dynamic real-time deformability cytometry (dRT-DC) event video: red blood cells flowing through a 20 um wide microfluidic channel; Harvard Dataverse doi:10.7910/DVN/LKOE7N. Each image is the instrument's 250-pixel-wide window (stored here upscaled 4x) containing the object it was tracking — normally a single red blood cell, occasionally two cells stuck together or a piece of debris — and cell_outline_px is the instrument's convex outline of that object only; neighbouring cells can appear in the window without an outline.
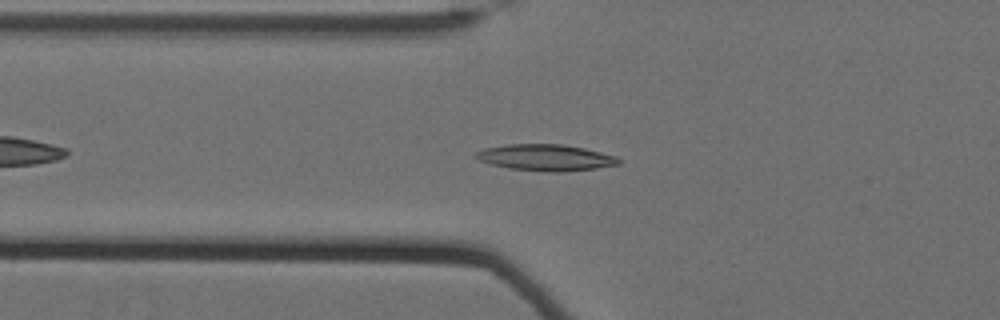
{"species": "Egyptian fruit bat (a non-hibernating species)", "species_latin": "Rousettus aegyptiacus", "temperature_condition": "cold", "stored_images_in_passage": 45, "camera_frame_rate_fps": 3000, "um_per_image_px": 0.085, "animal": {"sex": "female"}, "frame": {"image": 1, "passage_image": 9, "time_ms": 2.667, "image_size_px": [1000, 320], "cell_outline_px": [[620, 164], [596, 168], [560, 172], [544, 172], [508, 168], [492, 164], [480, 160], [472, 156], [476, 152], [484, 148], [508, 144], [564, 144], [584, 148], [616, 156], [620, 160]], "centroid_in_image_um": [46.37, 13.39], "position_along_channel_um": 79.4, "area_um2": 21.96}}
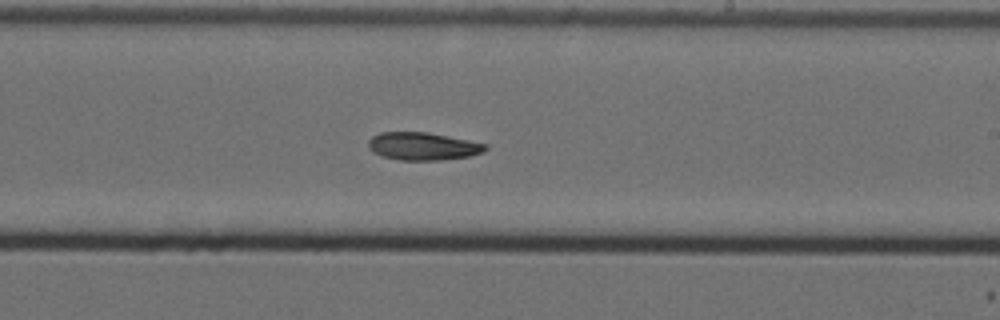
{"frame": {"image": 2, "passage_image": 24, "time_ms": 7.667, "image_size_px": [1000, 320], "cell_outline_px": [[488, 148], [484, 152], [468, 156], [440, 160], [400, 160], [380, 156], [372, 152], [368, 148], [368, 140], [372, 136], [380, 132], [428, 132], [488, 144]], "centroid_in_image_um": [35.92, 12.43], "position_along_channel_um": 253.1, "area_um2": 19.07}}
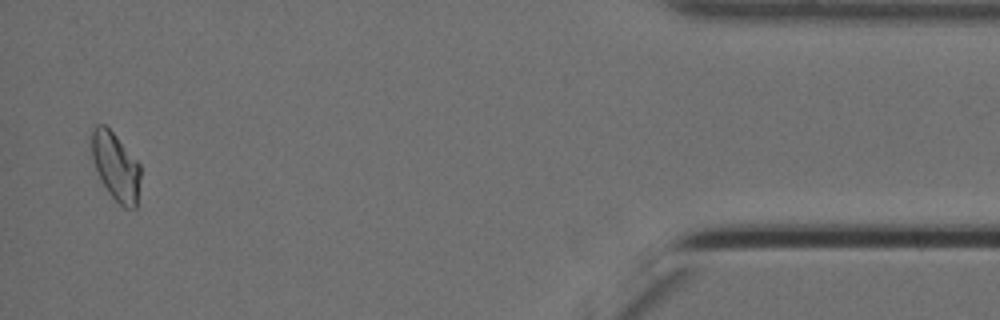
{"frame": {"image": 3, "passage_image": 44, "time_ms": 14.333, "image_size_px": [1000, 320], "cell_outline_px": [[140, 176], [136, 208], [124, 208], [108, 192], [100, 180], [92, 156], [92, 128], [96, 124], [104, 124], [116, 136], [140, 164]], "centroid_in_image_um": [9.84, 14.16], "position_along_channel_um": 425.4, "area_um2": 19.07}}